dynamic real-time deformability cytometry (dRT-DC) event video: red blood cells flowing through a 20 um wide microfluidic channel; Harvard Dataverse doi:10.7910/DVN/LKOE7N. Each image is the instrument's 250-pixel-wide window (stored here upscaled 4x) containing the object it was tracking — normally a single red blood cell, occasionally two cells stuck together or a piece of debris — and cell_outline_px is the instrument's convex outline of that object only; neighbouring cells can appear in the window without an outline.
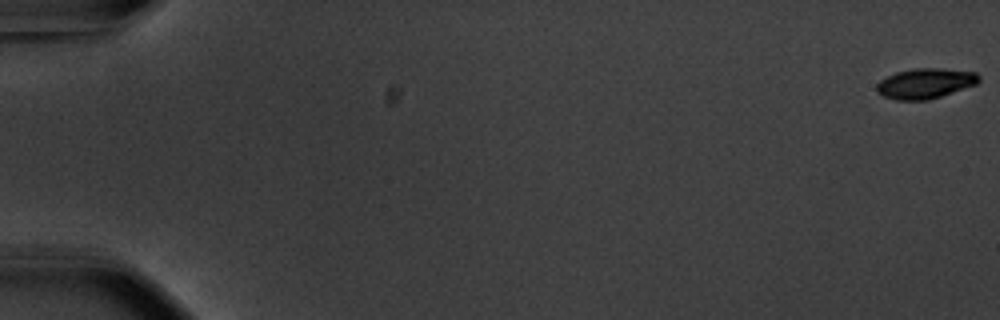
{"species": "common noctule bat (a hibernating species)", "species_latin": "Nyctalus noctula", "temperature_condition": "warm", "stored_images_in_passage": 12, "camera_frame_rate_fps": 3000, "um_per_image_px": 0.085, "animal": {"sex": "male", "body_mass_g": 20.1, "forearm_length_mm": 53.5}, "frame": {"image": 1, "passage_image": 1, "time_ms": 0.0, "image_size_px": [1000, 320], "cell_outline_px": [[980, 80], [976, 84], [928, 100], [896, 100], [884, 96], [876, 92], [876, 84], [880, 80], [896, 72], [916, 68], [940, 68], [976, 72], [980, 76]], "centroid_in_image_um": [78.63, 7.08], "position_along_channel_um": 6.4, "area_um2": 17.92}}